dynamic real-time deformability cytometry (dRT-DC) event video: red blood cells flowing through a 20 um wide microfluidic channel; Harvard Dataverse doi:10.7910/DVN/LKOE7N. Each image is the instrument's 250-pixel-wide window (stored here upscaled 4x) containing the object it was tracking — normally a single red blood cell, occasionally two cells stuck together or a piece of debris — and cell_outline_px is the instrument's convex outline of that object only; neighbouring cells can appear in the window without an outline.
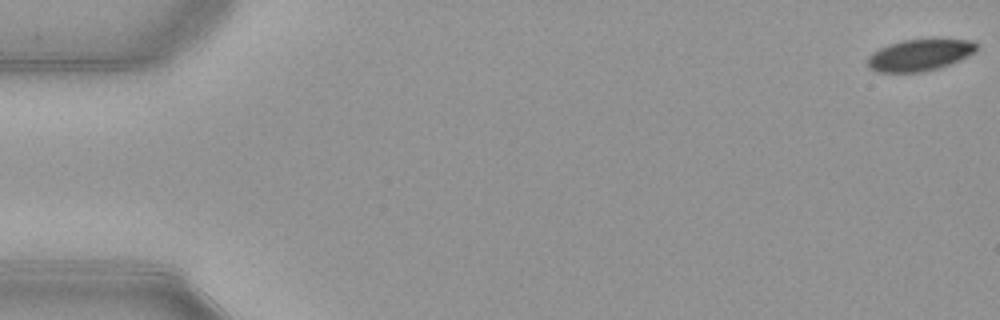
{"species": "common noctule bat (a hibernating species)", "species_latin": "Nyctalus noctula", "temperature_condition": "warm", "stored_images_in_passage": 14, "camera_frame_rate_fps": 3000, "um_per_image_px": 0.085, "animal": {"sex": "female", "body_mass_g": 21.9}, "frame": {"image": 1, "passage_image": 1, "time_ms": 0.0, "image_size_px": [1000, 320], "cell_outline_px": [[980, 48], [976, 52], [960, 60], [940, 68], [920, 72], [876, 72], [868, 68], [864, 60], [872, 52], [888, 44], [904, 40], [972, 40]], "centroid_in_image_um": [78.13, 4.7], "position_along_channel_um": 6.9, "area_um2": 20.23}}